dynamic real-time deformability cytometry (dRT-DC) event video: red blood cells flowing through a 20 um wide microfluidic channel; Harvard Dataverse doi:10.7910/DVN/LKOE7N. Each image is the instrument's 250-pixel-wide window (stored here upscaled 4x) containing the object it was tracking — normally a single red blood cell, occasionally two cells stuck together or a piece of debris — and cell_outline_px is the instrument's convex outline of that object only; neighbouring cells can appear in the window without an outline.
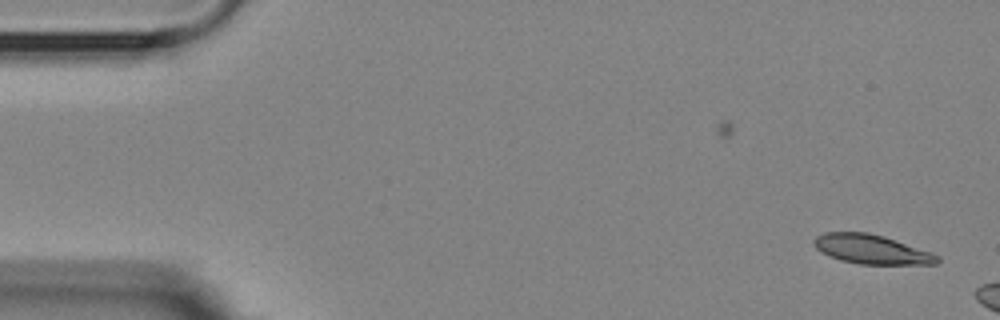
{"species": "Egyptian fruit bat (a non-hibernating species)", "species_latin": "Rousettus aegyptiacus", "temperature_condition": "room temperature", "stored_images_in_passage": 14, "camera_frame_rate_fps": 3000, "um_per_image_px": 0.085, "animal": {"sex": "female"}, "frame": {"image": 1, "passage_image": 1, "time_ms": 0.0, "image_size_px": [1000, 320], "cell_outline_px": [[940, 260], [936, 264], [860, 264], [840, 260], [820, 252], [812, 244], [812, 240], [816, 236], [824, 232], [868, 232], [884, 236], [932, 252], [940, 256]], "centroid_in_image_um": [74.06, 21.18], "position_along_channel_um": 10.9, "area_um2": 21.21}}
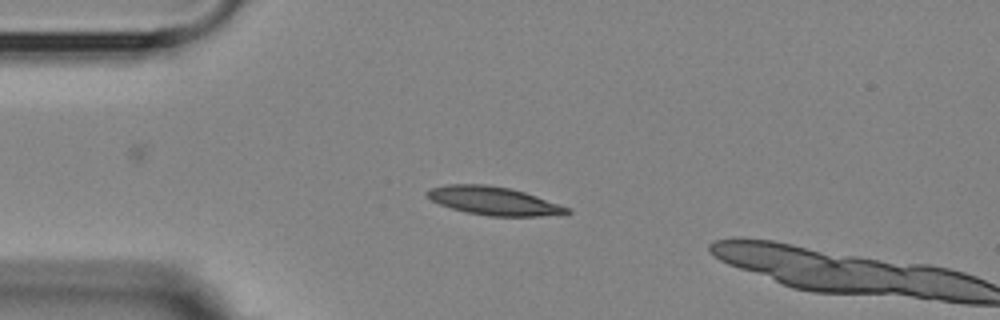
{"frame": {"image": 2, "passage_image": 12, "time_ms": 3.667, "image_size_px": [1000, 320], "cell_outline_px": [[572, 212], [540, 216], [488, 216], [468, 212], [452, 208], [440, 204], [432, 200], [424, 192], [428, 188], [444, 184], [488, 184], [508, 188], [524, 192], [536, 196], [568, 208]], "centroid_in_image_um": [41.88, 17.06], "position_along_channel_um": 43.1, "area_um2": 22.77}}